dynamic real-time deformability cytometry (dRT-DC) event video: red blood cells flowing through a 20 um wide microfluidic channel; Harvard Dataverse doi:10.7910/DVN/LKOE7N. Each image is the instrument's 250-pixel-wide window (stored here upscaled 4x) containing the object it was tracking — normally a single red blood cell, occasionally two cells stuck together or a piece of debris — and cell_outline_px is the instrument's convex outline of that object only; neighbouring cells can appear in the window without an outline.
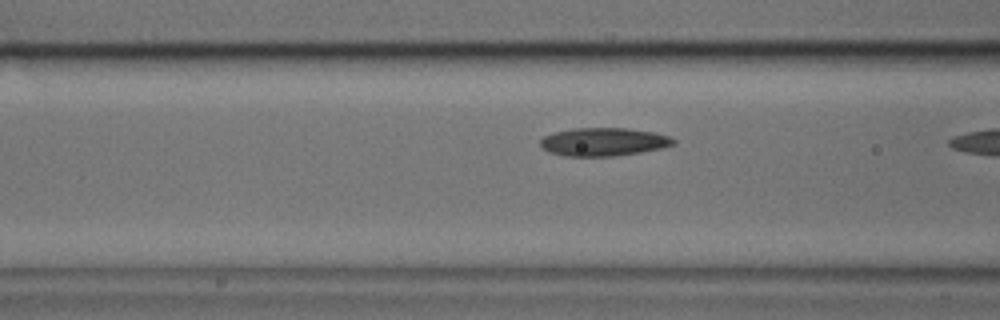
{"species": "common noctule bat (a hibernating species)", "species_latin": "Nyctalus noctula", "temperature_condition": "cold", "stored_images_in_passage": 6, "camera_frame_rate_fps": 3000, "um_per_image_px": 0.085, "animal": {"sex": "male", "body_mass_g": 17.9, "forearm_length_mm": 54.2}, "frame": {"image": 1, "passage_image": 5, "time_ms": 1.333, "image_size_px": [1000, 320], "cell_outline_px": [[676, 144], [664, 148], [616, 156], [564, 156], [548, 152], [540, 144], [540, 140], [544, 136], [552, 132], [572, 128], [628, 128], [652, 132], [668, 136], [676, 140]], "centroid_in_image_um": [51.3, 12.06], "position_along_channel_um": 115.3, "area_um2": 22.02}}